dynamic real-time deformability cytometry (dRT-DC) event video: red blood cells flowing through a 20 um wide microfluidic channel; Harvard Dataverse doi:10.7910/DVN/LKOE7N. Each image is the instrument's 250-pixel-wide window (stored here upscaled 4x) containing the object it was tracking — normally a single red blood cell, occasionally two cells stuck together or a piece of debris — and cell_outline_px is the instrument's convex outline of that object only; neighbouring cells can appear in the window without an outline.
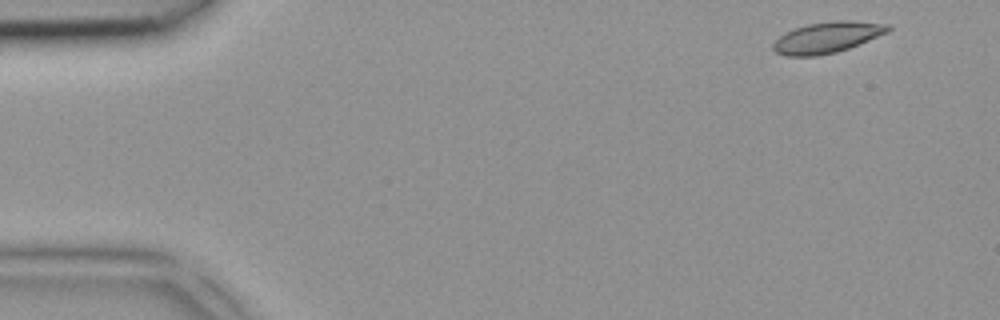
{"species": "common noctule bat (a hibernating species)", "species_latin": "Nyctalus noctula", "temperature_condition": "room temperature", "stored_images_in_passage": 4, "camera_frame_rate_fps": 3000, "um_per_image_px": 0.085, "animal": {"sex": "female", "body_mass_g": 18.4}, "frame": {"image": 1, "passage_image": 1, "time_ms": 0.0, "image_size_px": [1000, 320], "cell_outline_px": [[892, 28], [888, 32], [848, 48], [836, 52], [816, 56], [784, 56], [776, 52], [772, 48], [772, 44], [780, 36], [796, 28], [808, 24], [840, 20], [848, 20], [888, 24]], "centroid_in_image_um": [70.31, 3.18], "position_along_channel_um": 14.7, "area_um2": 20.46}}